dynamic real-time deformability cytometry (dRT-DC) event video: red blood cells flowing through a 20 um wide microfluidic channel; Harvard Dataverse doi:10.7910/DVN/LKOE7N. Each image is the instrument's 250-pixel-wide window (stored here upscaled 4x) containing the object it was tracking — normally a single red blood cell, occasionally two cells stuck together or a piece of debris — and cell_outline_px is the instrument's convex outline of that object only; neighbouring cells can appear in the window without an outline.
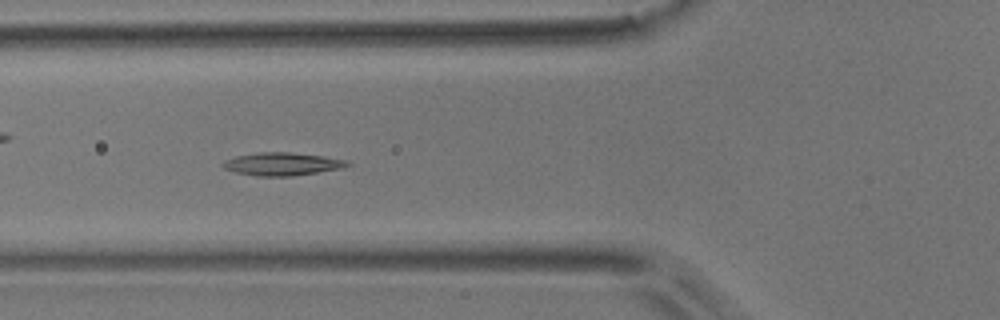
{"species": "common noctule bat (a hibernating species)", "species_latin": "Nyctalus noctula", "temperature_condition": "room temperature", "stored_images_in_passage": 43, "camera_frame_rate_fps": 3000, "um_per_image_px": 0.085, "animal": {"sex": "male", "body_mass_g": 17.9}, "frame": {"image": 1, "passage_image": 9, "time_ms": 2.667, "image_size_px": [1000, 320], "cell_outline_px": [[352, 164], [344, 168], [292, 176], [256, 176], [236, 172], [224, 168], [220, 164], [224, 160], [236, 156], [256, 152], [288, 152], [324, 156], [348, 160]], "centroid_in_image_um": [24.0, 13.93], "position_along_channel_um": 101.8, "area_um2": 16.76}}
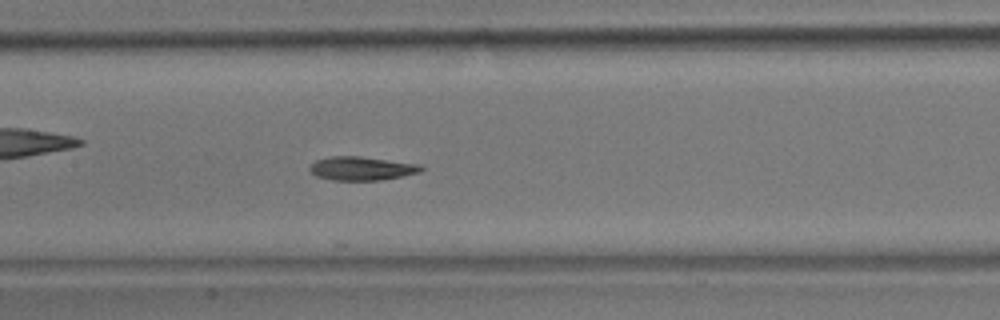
{"frame": {"image": 2, "passage_image": 15, "time_ms": 4.667, "image_size_px": [1000, 320], "cell_outline_px": [[424, 168], [420, 172], [380, 180], [332, 180], [316, 176], [308, 168], [316, 160], [332, 156], [360, 156], [420, 164]], "centroid_in_image_um": [30.74, 14.31], "position_along_channel_um": 176.7, "area_um2": 15.26}}
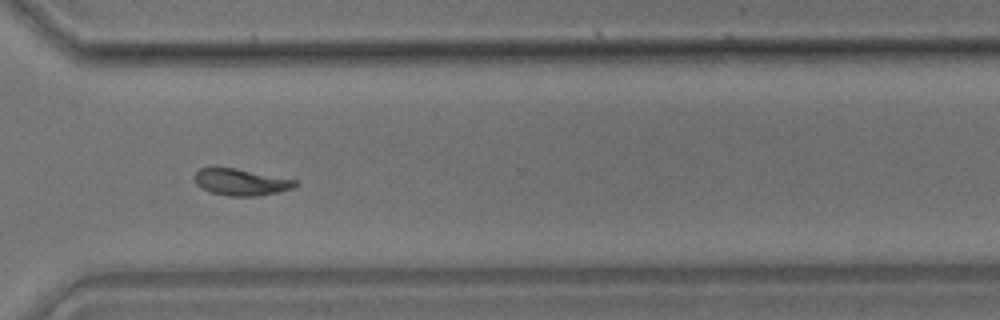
{"frame": {"image": 3, "passage_image": 29, "time_ms": 9.333, "image_size_px": [1000, 320], "cell_outline_px": [[300, 184], [292, 188], [276, 192], [256, 196], [228, 196], [212, 192], [196, 184], [196, 172], [200, 168], [236, 168], [296, 180]], "centroid_in_image_um": [20.52, 15.48], "position_along_channel_um": 350.1, "area_um2": 15.26}, "authors_computed_cell_mechanics": {"area_um2": 15.4326, "velocity_mm_per_s": 3.7272, "shape_relaxation_time_tau1_ms": 7.34, "shape_relaxation_time_tau2_ms": 6.0914, "deformation_change_tau1": 0.1887, "deformation_change_tau2": 0.1275}}